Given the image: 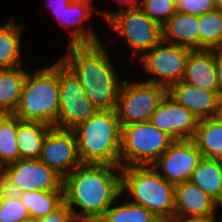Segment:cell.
<instances>
[{
    "mask_svg": "<svg viewBox=\"0 0 222 222\" xmlns=\"http://www.w3.org/2000/svg\"><path fill=\"white\" fill-rule=\"evenodd\" d=\"M62 188L64 203L79 222H97L122 195L121 167L82 164L63 178Z\"/></svg>",
    "mask_w": 222,
    "mask_h": 222,
    "instance_id": "obj_1",
    "label": "cell"
},
{
    "mask_svg": "<svg viewBox=\"0 0 222 222\" xmlns=\"http://www.w3.org/2000/svg\"><path fill=\"white\" fill-rule=\"evenodd\" d=\"M96 44L70 45L61 61L80 81L87 98L99 109H116L124 80L110 59L106 47Z\"/></svg>",
    "mask_w": 222,
    "mask_h": 222,
    "instance_id": "obj_2",
    "label": "cell"
},
{
    "mask_svg": "<svg viewBox=\"0 0 222 222\" xmlns=\"http://www.w3.org/2000/svg\"><path fill=\"white\" fill-rule=\"evenodd\" d=\"M73 130L83 164L120 166L121 125L116 109L98 110Z\"/></svg>",
    "mask_w": 222,
    "mask_h": 222,
    "instance_id": "obj_3",
    "label": "cell"
},
{
    "mask_svg": "<svg viewBox=\"0 0 222 222\" xmlns=\"http://www.w3.org/2000/svg\"><path fill=\"white\" fill-rule=\"evenodd\" d=\"M60 108L59 60L35 73L27 71L19 105L14 116L58 128Z\"/></svg>",
    "mask_w": 222,
    "mask_h": 222,
    "instance_id": "obj_4",
    "label": "cell"
},
{
    "mask_svg": "<svg viewBox=\"0 0 222 222\" xmlns=\"http://www.w3.org/2000/svg\"><path fill=\"white\" fill-rule=\"evenodd\" d=\"M123 193L128 194V201L145 207L159 219H170L174 215L175 185L167 182L151 165L121 167Z\"/></svg>",
    "mask_w": 222,
    "mask_h": 222,
    "instance_id": "obj_5",
    "label": "cell"
},
{
    "mask_svg": "<svg viewBox=\"0 0 222 222\" xmlns=\"http://www.w3.org/2000/svg\"><path fill=\"white\" fill-rule=\"evenodd\" d=\"M173 141L149 121L121 126L120 167L150 166Z\"/></svg>",
    "mask_w": 222,
    "mask_h": 222,
    "instance_id": "obj_6",
    "label": "cell"
},
{
    "mask_svg": "<svg viewBox=\"0 0 222 222\" xmlns=\"http://www.w3.org/2000/svg\"><path fill=\"white\" fill-rule=\"evenodd\" d=\"M106 23L126 41L134 58L140 59L162 41V26L150 19L139 7L108 11Z\"/></svg>",
    "mask_w": 222,
    "mask_h": 222,
    "instance_id": "obj_7",
    "label": "cell"
},
{
    "mask_svg": "<svg viewBox=\"0 0 222 222\" xmlns=\"http://www.w3.org/2000/svg\"><path fill=\"white\" fill-rule=\"evenodd\" d=\"M167 93L168 89L161 85L124 79L116 108L120 125L149 121Z\"/></svg>",
    "mask_w": 222,
    "mask_h": 222,
    "instance_id": "obj_8",
    "label": "cell"
},
{
    "mask_svg": "<svg viewBox=\"0 0 222 222\" xmlns=\"http://www.w3.org/2000/svg\"><path fill=\"white\" fill-rule=\"evenodd\" d=\"M63 178L39 159H19L4 166L2 188L12 192L63 190Z\"/></svg>",
    "mask_w": 222,
    "mask_h": 222,
    "instance_id": "obj_9",
    "label": "cell"
},
{
    "mask_svg": "<svg viewBox=\"0 0 222 222\" xmlns=\"http://www.w3.org/2000/svg\"><path fill=\"white\" fill-rule=\"evenodd\" d=\"M191 49L164 42H159L138 61L144 72L154 75L143 80L169 89L183 79L187 57Z\"/></svg>",
    "mask_w": 222,
    "mask_h": 222,
    "instance_id": "obj_10",
    "label": "cell"
},
{
    "mask_svg": "<svg viewBox=\"0 0 222 222\" xmlns=\"http://www.w3.org/2000/svg\"><path fill=\"white\" fill-rule=\"evenodd\" d=\"M58 128L73 130L99 109L87 98L74 73L59 59Z\"/></svg>",
    "mask_w": 222,
    "mask_h": 222,
    "instance_id": "obj_11",
    "label": "cell"
},
{
    "mask_svg": "<svg viewBox=\"0 0 222 222\" xmlns=\"http://www.w3.org/2000/svg\"><path fill=\"white\" fill-rule=\"evenodd\" d=\"M203 158L192 139L174 140L151 166L169 183L189 181L193 170Z\"/></svg>",
    "mask_w": 222,
    "mask_h": 222,
    "instance_id": "obj_12",
    "label": "cell"
},
{
    "mask_svg": "<svg viewBox=\"0 0 222 222\" xmlns=\"http://www.w3.org/2000/svg\"><path fill=\"white\" fill-rule=\"evenodd\" d=\"M39 160L62 178L82 165L74 130L53 126L45 138Z\"/></svg>",
    "mask_w": 222,
    "mask_h": 222,
    "instance_id": "obj_13",
    "label": "cell"
},
{
    "mask_svg": "<svg viewBox=\"0 0 222 222\" xmlns=\"http://www.w3.org/2000/svg\"><path fill=\"white\" fill-rule=\"evenodd\" d=\"M149 122L173 140H186L194 137L199 120L167 93Z\"/></svg>",
    "mask_w": 222,
    "mask_h": 222,
    "instance_id": "obj_14",
    "label": "cell"
},
{
    "mask_svg": "<svg viewBox=\"0 0 222 222\" xmlns=\"http://www.w3.org/2000/svg\"><path fill=\"white\" fill-rule=\"evenodd\" d=\"M93 0H72L68 7L63 8L60 13H53L56 20L62 27L74 26L69 31L70 45L96 44L100 40L96 33L90 28L82 25L83 21L88 20L93 12L99 14L103 20L108 19V11L96 9L92 6Z\"/></svg>",
    "mask_w": 222,
    "mask_h": 222,
    "instance_id": "obj_15",
    "label": "cell"
},
{
    "mask_svg": "<svg viewBox=\"0 0 222 222\" xmlns=\"http://www.w3.org/2000/svg\"><path fill=\"white\" fill-rule=\"evenodd\" d=\"M168 94L179 104L188 109L198 120L214 116L219 92L201 89L185 81L174 83Z\"/></svg>",
    "mask_w": 222,
    "mask_h": 222,
    "instance_id": "obj_16",
    "label": "cell"
},
{
    "mask_svg": "<svg viewBox=\"0 0 222 222\" xmlns=\"http://www.w3.org/2000/svg\"><path fill=\"white\" fill-rule=\"evenodd\" d=\"M174 214L215 218L219 204L190 180L175 185Z\"/></svg>",
    "mask_w": 222,
    "mask_h": 222,
    "instance_id": "obj_17",
    "label": "cell"
},
{
    "mask_svg": "<svg viewBox=\"0 0 222 222\" xmlns=\"http://www.w3.org/2000/svg\"><path fill=\"white\" fill-rule=\"evenodd\" d=\"M182 81L204 90L219 92L216 50H191Z\"/></svg>",
    "mask_w": 222,
    "mask_h": 222,
    "instance_id": "obj_18",
    "label": "cell"
},
{
    "mask_svg": "<svg viewBox=\"0 0 222 222\" xmlns=\"http://www.w3.org/2000/svg\"><path fill=\"white\" fill-rule=\"evenodd\" d=\"M199 16L176 12L162 25V40L199 50Z\"/></svg>",
    "mask_w": 222,
    "mask_h": 222,
    "instance_id": "obj_19",
    "label": "cell"
},
{
    "mask_svg": "<svg viewBox=\"0 0 222 222\" xmlns=\"http://www.w3.org/2000/svg\"><path fill=\"white\" fill-rule=\"evenodd\" d=\"M53 126L17 117V145L20 159H39L45 138Z\"/></svg>",
    "mask_w": 222,
    "mask_h": 222,
    "instance_id": "obj_20",
    "label": "cell"
},
{
    "mask_svg": "<svg viewBox=\"0 0 222 222\" xmlns=\"http://www.w3.org/2000/svg\"><path fill=\"white\" fill-rule=\"evenodd\" d=\"M27 70L22 66L0 69V115L14 114L16 111Z\"/></svg>",
    "mask_w": 222,
    "mask_h": 222,
    "instance_id": "obj_21",
    "label": "cell"
},
{
    "mask_svg": "<svg viewBox=\"0 0 222 222\" xmlns=\"http://www.w3.org/2000/svg\"><path fill=\"white\" fill-rule=\"evenodd\" d=\"M190 181L220 204L222 201V159L203 157L193 170Z\"/></svg>",
    "mask_w": 222,
    "mask_h": 222,
    "instance_id": "obj_22",
    "label": "cell"
},
{
    "mask_svg": "<svg viewBox=\"0 0 222 222\" xmlns=\"http://www.w3.org/2000/svg\"><path fill=\"white\" fill-rule=\"evenodd\" d=\"M23 27L13 19L0 25V69L23 65L20 41Z\"/></svg>",
    "mask_w": 222,
    "mask_h": 222,
    "instance_id": "obj_23",
    "label": "cell"
},
{
    "mask_svg": "<svg viewBox=\"0 0 222 222\" xmlns=\"http://www.w3.org/2000/svg\"><path fill=\"white\" fill-rule=\"evenodd\" d=\"M192 140L203 157L222 159V123L213 117L199 120Z\"/></svg>",
    "mask_w": 222,
    "mask_h": 222,
    "instance_id": "obj_24",
    "label": "cell"
},
{
    "mask_svg": "<svg viewBox=\"0 0 222 222\" xmlns=\"http://www.w3.org/2000/svg\"><path fill=\"white\" fill-rule=\"evenodd\" d=\"M31 218H42L54 212L63 203V190H40L17 193Z\"/></svg>",
    "mask_w": 222,
    "mask_h": 222,
    "instance_id": "obj_25",
    "label": "cell"
},
{
    "mask_svg": "<svg viewBox=\"0 0 222 222\" xmlns=\"http://www.w3.org/2000/svg\"><path fill=\"white\" fill-rule=\"evenodd\" d=\"M199 50H222V12L199 16Z\"/></svg>",
    "mask_w": 222,
    "mask_h": 222,
    "instance_id": "obj_26",
    "label": "cell"
},
{
    "mask_svg": "<svg viewBox=\"0 0 222 222\" xmlns=\"http://www.w3.org/2000/svg\"><path fill=\"white\" fill-rule=\"evenodd\" d=\"M159 218L141 205L114 202L97 222H156Z\"/></svg>",
    "mask_w": 222,
    "mask_h": 222,
    "instance_id": "obj_27",
    "label": "cell"
},
{
    "mask_svg": "<svg viewBox=\"0 0 222 222\" xmlns=\"http://www.w3.org/2000/svg\"><path fill=\"white\" fill-rule=\"evenodd\" d=\"M17 117L0 115V161L6 165L20 159L17 145Z\"/></svg>",
    "mask_w": 222,
    "mask_h": 222,
    "instance_id": "obj_28",
    "label": "cell"
},
{
    "mask_svg": "<svg viewBox=\"0 0 222 222\" xmlns=\"http://www.w3.org/2000/svg\"><path fill=\"white\" fill-rule=\"evenodd\" d=\"M30 218V214L18 194L1 188L0 222H21Z\"/></svg>",
    "mask_w": 222,
    "mask_h": 222,
    "instance_id": "obj_29",
    "label": "cell"
},
{
    "mask_svg": "<svg viewBox=\"0 0 222 222\" xmlns=\"http://www.w3.org/2000/svg\"><path fill=\"white\" fill-rule=\"evenodd\" d=\"M139 8L161 26L177 12L176 0H139Z\"/></svg>",
    "mask_w": 222,
    "mask_h": 222,
    "instance_id": "obj_30",
    "label": "cell"
},
{
    "mask_svg": "<svg viewBox=\"0 0 222 222\" xmlns=\"http://www.w3.org/2000/svg\"><path fill=\"white\" fill-rule=\"evenodd\" d=\"M177 11L201 16L215 10L214 0H176Z\"/></svg>",
    "mask_w": 222,
    "mask_h": 222,
    "instance_id": "obj_31",
    "label": "cell"
},
{
    "mask_svg": "<svg viewBox=\"0 0 222 222\" xmlns=\"http://www.w3.org/2000/svg\"><path fill=\"white\" fill-rule=\"evenodd\" d=\"M49 222H79L74 212L63 203L58 209L54 212L49 213Z\"/></svg>",
    "mask_w": 222,
    "mask_h": 222,
    "instance_id": "obj_32",
    "label": "cell"
},
{
    "mask_svg": "<svg viewBox=\"0 0 222 222\" xmlns=\"http://www.w3.org/2000/svg\"><path fill=\"white\" fill-rule=\"evenodd\" d=\"M169 220L171 222H217L216 218L185 216L179 214H174Z\"/></svg>",
    "mask_w": 222,
    "mask_h": 222,
    "instance_id": "obj_33",
    "label": "cell"
},
{
    "mask_svg": "<svg viewBox=\"0 0 222 222\" xmlns=\"http://www.w3.org/2000/svg\"><path fill=\"white\" fill-rule=\"evenodd\" d=\"M72 0H49L47 6L52 13H60L63 8L68 7Z\"/></svg>",
    "mask_w": 222,
    "mask_h": 222,
    "instance_id": "obj_34",
    "label": "cell"
},
{
    "mask_svg": "<svg viewBox=\"0 0 222 222\" xmlns=\"http://www.w3.org/2000/svg\"><path fill=\"white\" fill-rule=\"evenodd\" d=\"M216 73L219 84V93L222 96V50H216Z\"/></svg>",
    "mask_w": 222,
    "mask_h": 222,
    "instance_id": "obj_35",
    "label": "cell"
},
{
    "mask_svg": "<svg viewBox=\"0 0 222 222\" xmlns=\"http://www.w3.org/2000/svg\"><path fill=\"white\" fill-rule=\"evenodd\" d=\"M116 1L118 2L119 6L118 9L120 10L139 7V0H116Z\"/></svg>",
    "mask_w": 222,
    "mask_h": 222,
    "instance_id": "obj_36",
    "label": "cell"
},
{
    "mask_svg": "<svg viewBox=\"0 0 222 222\" xmlns=\"http://www.w3.org/2000/svg\"><path fill=\"white\" fill-rule=\"evenodd\" d=\"M213 118L222 123V96L219 97Z\"/></svg>",
    "mask_w": 222,
    "mask_h": 222,
    "instance_id": "obj_37",
    "label": "cell"
},
{
    "mask_svg": "<svg viewBox=\"0 0 222 222\" xmlns=\"http://www.w3.org/2000/svg\"><path fill=\"white\" fill-rule=\"evenodd\" d=\"M215 10L222 12V0H214Z\"/></svg>",
    "mask_w": 222,
    "mask_h": 222,
    "instance_id": "obj_38",
    "label": "cell"
},
{
    "mask_svg": "<svg viewBox=\"0 0 222 222\" xmlns=\"http://www.w3.org/2000/svg\"><path fill=\"white\" fill-rule=\"evenodd\" d=\"M33 222H49V214L42 218H33Z\"/></svg>",
    "mask_w": 222,
    "mask_h": 222,
    "instance_id": "obj_39",
    "label": "cell"
},
{
    "mask_svg": "<svg viewBox=\"0 0 222 222\" xmlns=\"http://www.w3.org/2000/svg\"><path fill=\"white\" fill-rule=\"evenodd\" d=\"M4 167H0V189L2 188V176H3Z\"/></svg>",
    "mask_w": 222,
    "mask_h": 222,
    "instance_id": "obj_40",
    "label": "cell"
},
{
    "mask_svg": "<svg viewBox=\"0 0 222 222\" xmlns=\"http://www.w3.org/2000/svg\"><path fill=\"white\" fill-rule=\"evenodd\" d=\"M156 222H171L169 219H159L158 221Z\"/></svg>",
    "mask_w": 222,
    "mask_h": 222,
    "instance_id": "obj_41",
    "label": "cell"
},
{
    "mask_svg": "<svg viewBox=\"0 0 222 222\" xmlns=\"http://www.w3.org/2000/svg\"><path fill=\"white\" fill-rule=\"evenodd\" d=\"M21 222H33V218H30V219H28V220L21 221Z\"/></svg>",
    "mask_w": 222,
    "mask_h": 222,
    "instance_id": "obj_42",
    "label": "cell"
},
{
    "mask_svg": "<svg viewBox=\"0 0 222 222\" xmlns=\"http://www.w3.org/2000/svg\"><path fill=\"white\" fill-rule=\"evenodd\" d=\"M5 165L0 161V167H4Z\"/></svg>",
    "mask_w": 222,
    "mask_h": 222,
    "instance_id": "obj_43",
    "label": "cell"
}]
</instances>
